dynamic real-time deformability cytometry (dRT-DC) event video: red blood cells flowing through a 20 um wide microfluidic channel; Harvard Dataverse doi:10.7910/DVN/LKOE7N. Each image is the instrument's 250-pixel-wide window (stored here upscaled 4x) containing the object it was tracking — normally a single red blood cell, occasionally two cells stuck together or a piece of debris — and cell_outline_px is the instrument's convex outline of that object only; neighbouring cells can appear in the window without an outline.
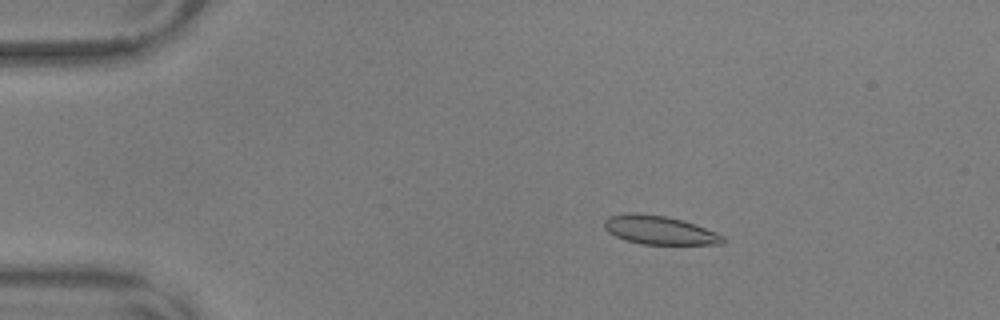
{"species": "common noctule bat (a hibernating species)", "species_latin": "Nyctalus noctula", "temperature_condition": "warm", "stored_images_in_passage": 56, "camera_frame_rate_fps": 3000, "um_per_image_px": 0.085, "animal": {"sex": "male", "body_mass_g": 17.9, "forearm_length_mm": 54.2}, "frame": {"image": 1, "passage_image": 10, "time_ms": 3.0, "image_size_px": [1000, 320], "cell_outline_px": [[724, 244], [640, 244], [624, 240], [608, 232], [604, 228], [604, 220], [608, 216], [628, 212], [636, 212], [668, 216], [684, 220], [696, 224], [716, 232], [724, 236]], "centroid_in_image_um": [56.03, 19.54], "position_along_channel_um": 29.0, "area_um2": 20.11}}
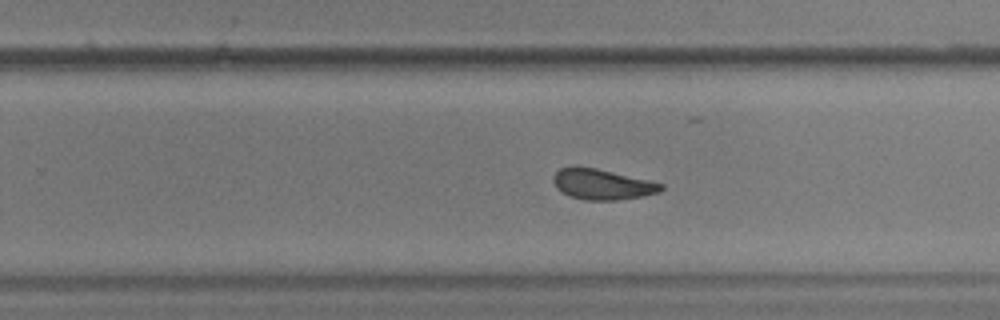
{"frame": {"image": 2, "passage_image": 36, "time_ms": 11.667, "image_size_px": [1000, 320], "cell_outline_px": [[664, 188], [660, 192], [640, 196], [616, 200], [584, 200], [572, 196], [556, 188], [552, 180], [552, 176], [560, 168], [576, 164], [596, 168], [648, 180], [664, 184]], "centroid_in_image_um": [51.14, 15.64], "position_along_channel_um": 278.7, "area_um2": 19.25}}
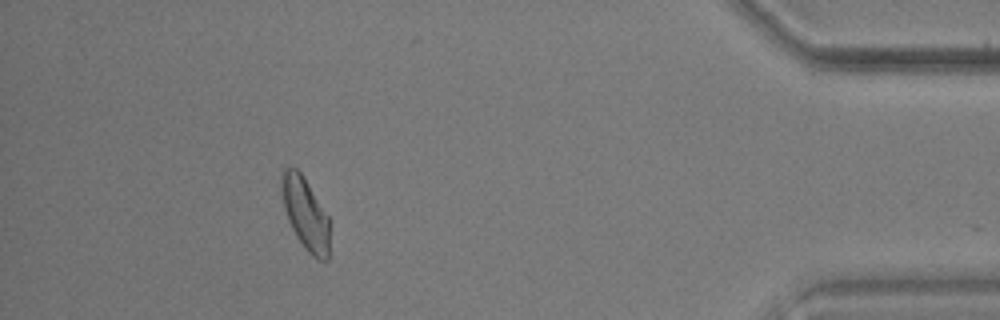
{"frame": {"image": 3, "passage_image": 51, "time_ms": 16.667, "image_size_px": [1000, 320], "cell_outline_px": [[328, 260], [320, 260], [312, 256], [304, 248], [296, 236], [288, 220], [284, 208], [280, 192], [280, 176], [284, 168], [296, 168], [300, 172], [328, 216]], "centroid_in_image_um": [25.91, 18.15], "position_along_channel_um": 409.3, "area_um2": 19.94}, "authors_computed_cell_mechanics": {"area_um2": 19.7676, "velocity_mm_per_s": 3.6007, "shape_relaxation_time_tau1_ms": 3.7736, "shape_relaxation_time_tau2_ms": 1.5022, "deformation_change_tau1": 0.1283, "deformation_change_tau2": 0.0868}}